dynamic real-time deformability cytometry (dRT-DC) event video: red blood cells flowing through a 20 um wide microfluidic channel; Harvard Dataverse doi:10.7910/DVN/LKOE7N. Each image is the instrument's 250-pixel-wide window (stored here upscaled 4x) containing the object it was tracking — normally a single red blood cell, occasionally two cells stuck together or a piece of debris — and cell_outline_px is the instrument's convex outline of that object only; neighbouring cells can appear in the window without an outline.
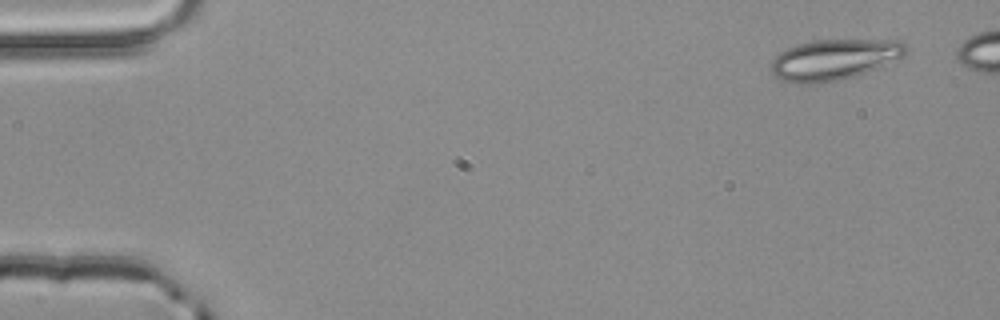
{"species": "common noctule bat (a hibernating species)", "species_latin": "Nyctalus noctula", "temperature_condition": "room temperature", "stored_images_in_passage": 3, "camera_frame_rate_fps": 3000, "um_per_image_px": 0.085, "animal": {"sex": "male", "body_mass_g": 20.4}, "frame": {"image": 1, "passage_image": 1, "time_ms": 0.0, "image_size_px": [1000, 320], "cell_outline_px": [[908, 48], [904, 56], [876, 68], [856, 76], [840, 80], [816, 84], [796, 84], [780, 80], [772, 76], [772, 60], [780, 52], [788, 48], [800, 44], [816, 40], [900, 40]], "centroid_in_image_um": [70.88, 5.08], "position_along_channel_um": 14.1, "area_um2": 32.02}}